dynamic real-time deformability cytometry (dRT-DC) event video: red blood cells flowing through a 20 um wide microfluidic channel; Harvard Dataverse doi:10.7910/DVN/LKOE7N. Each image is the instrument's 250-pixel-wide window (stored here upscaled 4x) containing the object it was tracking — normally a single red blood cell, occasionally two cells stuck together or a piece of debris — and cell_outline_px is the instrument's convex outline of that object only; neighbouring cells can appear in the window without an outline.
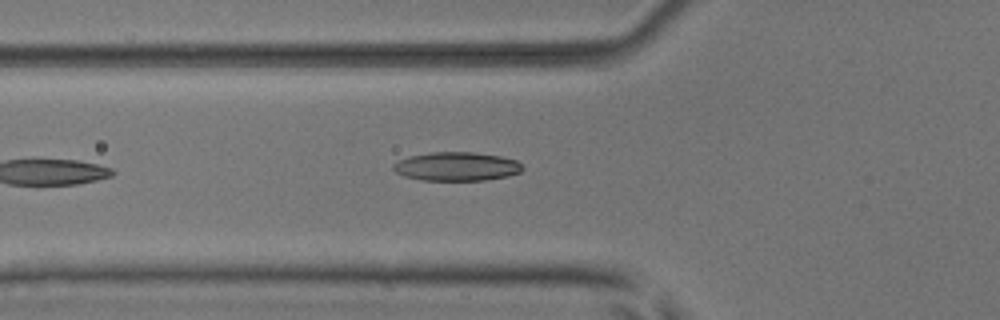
{"species": "common noctule bat (a hibernating species)", "species_latin": "Nyctalus noctula", "temperature_condition": "room temperature", "stored_images_in_passage": 6, "camera_frame_rate_fps": 3000, "um_per_image_px": 0.085, "animal": {"sex": "male", "body_mass_g": 17.9, "forearm_length_mm": 54.2}, "frame": {"image": 1, "passage_image": 6, "time_ms": 1.667, "image_size_px": [1000, 320], "cell_outline_px": [[524, 168], [520, 172], [508, 176], [484, 180], [420, 180], [404, 176], [396, 172], [392, 168], [392, 164], [408, 156], [432, 152], [472, 152], [500, 156], [516, 160]], "centroid_in_image_um": [38.79, 14.15], "position_along_channel_um": 87.0, "area_um2": 21.62}}